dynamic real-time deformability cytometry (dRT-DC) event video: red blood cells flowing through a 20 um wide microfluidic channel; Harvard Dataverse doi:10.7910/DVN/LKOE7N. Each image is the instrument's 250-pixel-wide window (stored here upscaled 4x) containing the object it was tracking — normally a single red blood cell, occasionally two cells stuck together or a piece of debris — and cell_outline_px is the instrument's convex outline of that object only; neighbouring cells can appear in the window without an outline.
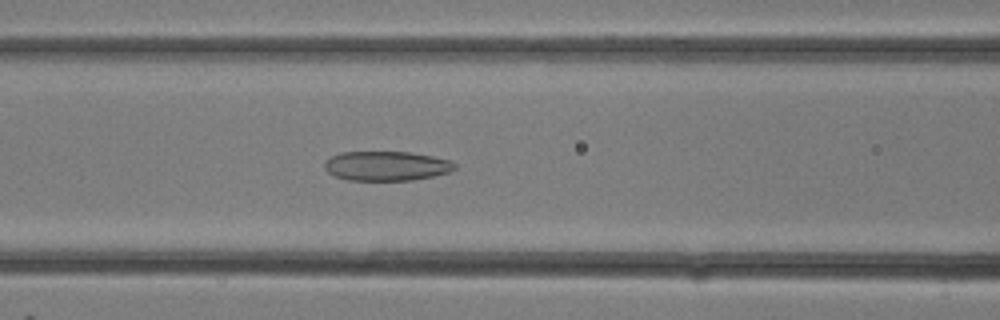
{"species": "common noctule bat (a hibernating species)", "species_latin": "Nyctalus noctula", "temperature_condition": "room temperature", "stored_images_in_passage": 7, "camera_frame_rate_fps": 3000, "um_per_image_px": 0.085, "animal": {"sex": "female"}, "frame": {"image": 1, "passage_image": 4, "time_ms": 1.0, "image_size_px": [1000, 320], "cell_outline_px": [[456, 168], [452, 172], [412, 180], [348, 180], [336, 176], [328, 172], [324, 168], [324, 164], [332, 156], [340, 152], [412, 152], [452, 160], [456, 164]], "centroid_in_image_um": [32.9, 14.1], "position_along_channel_um": 133.7, "area_um2": 22.43}}
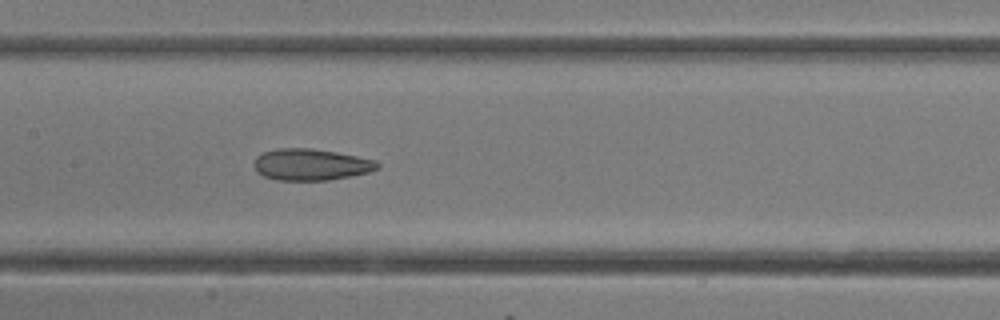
{"frame": {"image": 2, "passage_image": 6, "time_ms": 1.667, "image_size_px": [1000, 320], "cell_outline_px": [[380, 168], [368, 172], [352, 176], [328, 180], [276, 180], [264, 176], [256, 172], [252, 164], [256, 156], [264, 152], [276, 148], [312, 148], [336, 152], [376, 160], [380, 164]], "centroid_in_image_um": [26.41, 13.99], "position_along_channel_um": 181.0, "area_um2": 22.89}}